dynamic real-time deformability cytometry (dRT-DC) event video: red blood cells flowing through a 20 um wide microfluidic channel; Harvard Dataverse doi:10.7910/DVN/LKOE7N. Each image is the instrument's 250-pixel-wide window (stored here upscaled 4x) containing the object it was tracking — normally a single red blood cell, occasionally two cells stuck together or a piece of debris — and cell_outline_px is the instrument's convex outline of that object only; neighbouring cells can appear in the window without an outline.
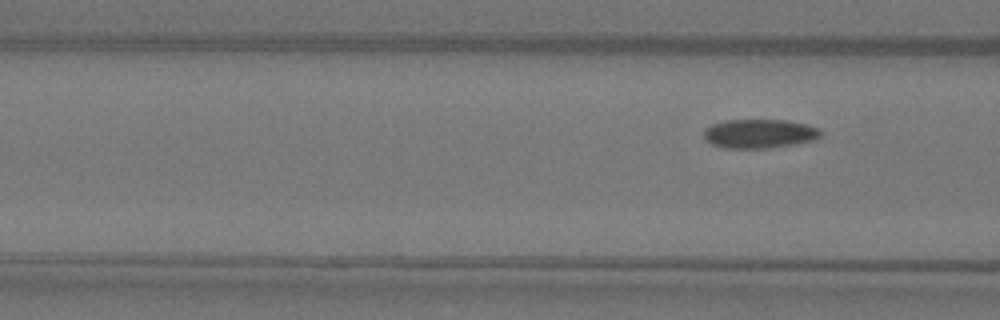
{"species": "Egyptian fruit bat (a non-hibernating species)", "species_latin": "Rousettus aegyptiacus", "temperature_condition": "warm", "stored_images_in_passage": 5, "segment_of_instrument_passage": [2, 2], "camera_frame_rate_fps": 3000, "um_per_image_px": 0.085, "animal": {"sex": "female"}, "frame": {"image": 1, "passage_image": 5, "time_ms": 1.333, "image_size_px": [1000, 320], "cell_outline_px": [[824, 132], [816, 140], [796, 144], [768, 148], [724, 148], [712, 144], [704, 136], [704, 128], [712, 124], [724, 120], [788, 120], [808, 124], [820, 128]], "centroid_in_image_um": [64.61, 11.35], "position_along_channel_um": 102.0, "area_um2": 20.06}}